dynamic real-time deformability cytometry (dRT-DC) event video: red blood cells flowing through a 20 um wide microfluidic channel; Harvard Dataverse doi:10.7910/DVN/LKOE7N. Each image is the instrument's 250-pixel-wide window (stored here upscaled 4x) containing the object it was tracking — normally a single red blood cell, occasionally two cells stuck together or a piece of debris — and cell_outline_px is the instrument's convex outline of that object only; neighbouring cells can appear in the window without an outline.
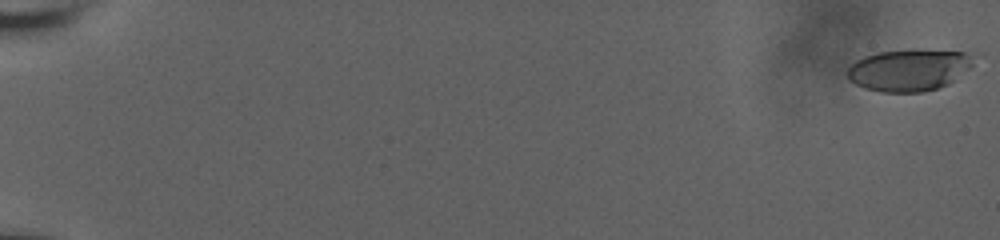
{"species": "human", "species_latin": "Homo sapiens", "temperature_condition": "room temperature", "stored_images_in_passage": 10, "camera_frame_rate_fps": 3000, "um_per_image_px": 0.085, "donor": {"sex": "male"}, "frame": {"image": 1, "passage_image": 1, "time_ms": 0.0, "image_size_px": [1000, 240], "cell_outline_px": [[972, 64], [968, 68], [948, 84], [924, 92], [880, 92], [864, 88], [848, 80], [848, 68], [856, 60], [864, 56], [876, 52], [964, 52], [968, 56]], "centroid_in_image_um": [77.14, 6.01], "position_along_channel_um": 7.9, "area_um2": 29.42}}
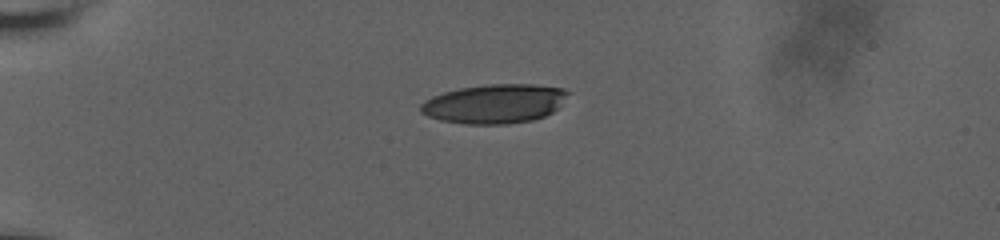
{"frame": {"image": 2, "passage_image": 7, "time_ms": 5.667, "image_size_px": [1000, 240], "cell_outline_px": [[572, 92], [552, 112], [544, 116], [532, 120], [508, 124], [464, 124], [440, 120], [428, 116], [420, 112], [420, 104], [432, 96], [444, 92], [460, 88], [488, 84], [532, 84], [564, 88]], "centroid_in_image_um": [42.04, 8.81], "position_along_channel_um": 43.0, "area_um2": 33.7}}
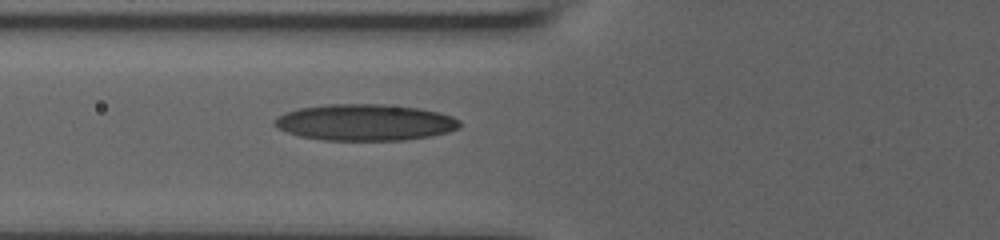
{"frame": {"image": 3, "passage_image": 10, "time_ms": 8.333, "image_size_px": [1000, 240], "cell_outline_px": [[460, 124], [456, 128], [448, 132], [432, 136], [404, 140], [324, 140], [300, 136], [276, 128], [272, 124], [272, 120], [288, 112], [300, 108], [328, 104], [384, 104], [420, 108], [452, 116], [460, 120]], "centroid_in_image_um": [31.02, 10.4], "position_along_channel_um": 94.8, "area_um2": 39.19}}